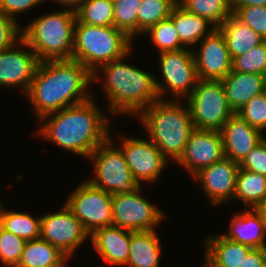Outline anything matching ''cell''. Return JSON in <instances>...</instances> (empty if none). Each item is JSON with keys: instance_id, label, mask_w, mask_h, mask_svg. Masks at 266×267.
Returning <instances> with one entry per match:
<instances>
[{"instance_id": "20", "label": "cell", "mask_w": 266, "mask_h": 267, "mask_svg": "<svg viewBox=\"0 0 266 267\" xmlns=\"http://www.w3.org/2000/svg\"><path fill=\"white\" fill-rule=\"evenodd\" d=\"M223 83L228 106L236 113L253 96L266 91L265 76L230 71Z\"/></svg>"}, {"instance_id": "27", "label": "cell", "mask_w": 266, "mask_h": 267, "mask_svg": "<svg viewBox=\"0 0 266 267\" xmlns=\"http://www.w3.org/2000/svg\"><path fill=\"white\" fill-rule=\"evenodd\" d=\"M234 199L242 201L244 206L255 209L266 202V176L239 168L236 177Z\"/></svg>"}, {"instance_id": "28", "label": "cell", "mask_w": 266, "mask_h": 267, "mask_svg": "<svg viewBox=\"0 0 266 267\" xmlns=\"http://www.w3.org/2000/svg\"><path fill=\"white\" fill-rule=\"evenodd\" d=\"M0 202V226L24 239L25 241L40 238L41 218H34L30 213L7 211ZM6 210V211H5Z\"/></svg>"}, {"instance_id": "13", "label": "cell", "mask_w": 266, "mask_h": 267, "mask_svg": "<svg viewBox=\"0 0 266 267\" xmlns=\"http://www.w3.org/2000/svg\"><path fill=\"white\" fill-rule=\"evenodd\" d=\"M119 145L125 160L139 186L142 182H153L159 178L168 160L148 138H123Z\"/></svg>"}, {"instance_id": "25", "label": "cell", "mask_w": 266, "mask_h": 267, "mask_svg": "<svg viewBox=\"0 0 266 267\" xmlns=\"http://www.w3.org/2000/svg\"><path fill=\"white\" fill-rule=\"evenodd\" d=\"M180 42L188 48L197 45L204 37L209 35L214 29H207L208 25H213L206 18L187 12L183 7L177 4L170 15ZM208 30V31H207Z\"/></svg>"}, {"instance_id": "33", "label": "cell", "mask_w": 266, "mask_h": 267, "mask_svg": "<svg viewBox=\"0 0 266 267\" xmlns=\"http://www.w3.org/2000/svg\"><path fill=\"white\" fill-rule=\"evenodd\" d=\"M149 33L153 44L159 48L158 53L178 51L186 48L179 39L173 21L168 18L150 27L145 34Z\"/></svg>"}, {"instance_id": "18", "label": "cell", "mask_w": 266, "mask_h": 267, "mask_svg": "<svg viewBox=\"0 0 266 267\" xmlns=\"http://www.w3.org/2000/svg\"><path fill=\"white\" fill-rule=\"evenodd\" d=\"M224 156L240 164L246 155L265 137L234 113L220 130Z\"/></svg>"}, {"instance_id": "8", "label": "cell", "mask_w": 266, "mask_h": 267, "mask_svg": "<svg viewBox=\"0 0 266 267\" xmlns=\"http://www.w3.org/2000/svg\"><path fill=\"white\" fill-rule=\"evenodd\" d=\"M109 137L88 157L94 162V177L88 180L93 186L110 194L132 193L139 185L125 160L121 149L113 147Z\"/></svg>"}, {"instance_id": "19", "label": "cell", "mask_w": 266, "mask_h": 267, "mask_svg": "<svg viewBox=\"0 0 266 267\" xmlns=\"http://www.w3.org/2000/svg\"><path fill=\"white\" fill-rule=\"evenodd\" d=\"M90 238L96 252L105 262L115 266L127 264L131 231L110 225L95 230Z\"/></svg>"}, {"instance_id": "26", "label": "cell", "mask_w": 266, "mask_h": 267, "mask_svg": "<svg viewBox=\"0 0 266 267\" xmlns=\"http://www.w3.org/2000/svg\"><path fill=\"white\" fill-rule=\"evenodd\" d=\"M68 257L41 238L26 241L17 267H65Z\"/></svg>"}, {"instance_id": "40", "label": "cell", "mask_w": 266, "mask_h": 267, "mask_svg": "<svg viewBox=\"0 0 266 267\" xmlns=\"http://www.w3.org/2000/svg\"><path fill=\"white\" fill-rule=\"evenodd\" d=\"M45 0H0V11L15 19V15L30 10Z\"/></svg>"}, {"instance_id": "24", "label": "cell", "mask_w": 266, "mask_h": 267, "mask_svg": "<svg viewBox=\"0 0 266 267\" xmlns=\"http://www.w3.org/2000/svg\"><path fill=\"white\" fill-rule=\"evenodd\" d=\"M218 29L222 32L231 59L243 55L265 39L233 14Z\"/></svg>"}, {"instance_id": "21", "label": "cell", "mask_w": 266, "mask_h": 267, "mask_svg": "<svg viewBox=\"0 0 266 267\" xmlns=\"http://www.w3.org/2000/svg\"><path fill=\"white\" fill-rule=\"evenodd\" d=\"M205 261L202 267H239L245 257L254 249L234 242L222 235L210 236L204 243Z\"/></svg>"}, {"instance_id": "12", "label": "cell", "mask_w": 266, "mask_h": 267, "mask_svg": "<svg viewBox=\"0 0 266 267\" xmlns=\"http://www.w3.org/2000/svg\"><path fill=\"white\" fill-rule=\"evenodd\" d=\"M40 238L58 248L68 258L90 234L82 223L64 204L60 211L41 217Z\"/></svg>"}, {"instance_id": "44", "label": "cell", "mask_w": 266, "mask_h": 267, "mask_svg": "<svg viewBox=\"0 0 266 267\" xmlns=\"http://www.w3.org/2000/svg\"><path fill=\"white\" fill-rule=\"evenodd\" d=\"M255 209L258 211V213L261 216L262 223H263V226H264V232H265V235H266V202L261 204V205H259Z\"/></svg>"}, {"instance_id": "38", "label": "cell", "mask_w": 266, "mask_h": 267, "mask_svg": "<svg viewBox=\"0 0 266 267\" xmlns=\"http://www.w3.org/2000/svg\"><path fill=\"white\" fill-rule=\"evenodd\" d=\"M21 39L17 21L0 11V52L12 48Z\"/></svg>"}, {"instance_id": "11", "label": "cell", "mask_w": 266, "mask_h": 267, "mask_svg": "<svg viewBox=\"0 0 266 267\" xmlns=\"http://www.w3.org/2000/svg\"><path fill=\"white\" fill-rule=\"evenodd\" d=\"M141 186L132 193L112 194V225L129 231H149L163 220L164 212L140 195Z\"/></svg>"}, {"instance_id": "5", "label": "cell", "mask_w": 266, "mask_h": 267, "mask_svg": "<svg viewBox=\"0 0 266 267\" xmlns=\"http://www.w3.org/2000/svg\"><path fill=\"white\" fill-rule=\"evenodd\" d=\"M76 12L70 9L44 14L22 28V40L40 62L72 59Z\"/></svg>"}, {"instance_id": "30", "label": "cell", "mask_w": 266, "mask_h": 267, "mask_svg": "<svg viewBox=\"0 0 266 267\" xmlns=\"http://www.w3.org/2000/svg\"><path fill=\"white\" fill-rule=\"evenodd\" d=\"M178 0H142L137 13V34L144 33L158 22L170 18Z\"/></svg>"}, {"instance_id": "17", "label": "cell", "mask_w": 266, "mask_h": 267, "mask_svg": "<svg viewBox=\"0 0 266 267\" xmlns=\"http://www.w3.org/2000/svg\"><path fill=\"white\" fill-rule=\"evenodd\" d=\"M239 164L227 157L201 169L193 177L200 181L204 193L214 205L233 200Z\"/></svg>"}, {"instance_id": "22", "label": "cell", "mask_w": 266, "mask_h": 267, "mask_svg": "<svg viewBox=\"0 0 266 267\" xmlns=\"http://www.w3.org/2000/svg\"><path fill=\"white\" fill-rule=\"evenodd\" d=\"M230 231L222 236L252 248H266V235L260 214L256 209L245 210L233 216Z\"/></svg>"}, {"instance_id": "16", "label": "cell", "mask_w": 266, "mask_h": 267, "mask_svg": "<svg viewBox=\"0 0 266 267\" xmlns=\"http://www.w3.org/2000/svg\"><path fill=\"white\" fill-rule=\"evenodd\" d=\"M18 46L20 49L16 50ZM23 47L27 48L24 50ZM39 63L38 56L21 39L12 48L0 52V86L12 87L19 85L18 87H21L26 95L31 87Z\"/></svg>"}, {"instance_id": "3", "label": "cell", "mask_w": 266, "mask_h": 267, "mask_svg": "<svg viewBox=\"0 0 266 267\" xmlns=\"http://www.w3.org/2000/svg\"><path fill=\"white\" fill-rule=\"evenodd\" d=\"M130 54L132 50L126 56L98 67L106 75L103 89L110 102L109 110L116 115H139L144 108L160 99L155 77L123 62Z\"/></svg>"}, {"instance_id": "43", "label": "cell", "mask_w": 266, "mask_h": 267, "mask_svg": "<svg viewBox=\"0 0 266 267\" xmlns=\"http://www.w3.org/2000/svg\"><path fill=\"white\" fill-rule=\"evenodd\" d=\"M67 7L70 10L76 11L85 0H53ZM72 8V9H71Z\"/></svg>"}, {"instance_id": "15", "label": "cell", "mask_w": 266, "mask_h": 267, "mask_svg": "<svg viewBox=\"0 0 266 267\" xmlns=\"http://www.w3.org/2000/svg\"><path fill=\"white\" fill-rule=\"evenodd\" d=\"M193 56L200 80H222L232 70V59L222 32L215 28L200 43ZM196 51V52H195Z\"/></svg>"}, {"instance_id": "35", "label": "cell", "mask_w": 266, "mask_h": 267, "mask_svg": "<svg viewBox=\"0 0 266 267\" xmlns=\"http://www.w3.org/2000/svg\"><path fill=\"white\" fill-rule=\"evenodd\" d=\"M26 241L0 226V262L6 267H17Z\"/></svg>"}, {"instance_id": "23", "label": "cell", "mask_w": 266, "mask_h": 267, "mask_svg": "<svg viewBox=\"0 0 266 267\" xmlns=\"http://www.w3.org/2000/svg\"><path fill=\"white\" fill-rule=\"evenodd\" d=\"M156 229L131 231V242L127 266L159 267L161 244Z\"/></svg>"}, {"instance_id": "6", "label": "cell", "mask_w": 266, "mask_h": 267, "mask_svg": "<svg viewBox=\"0 0 266 267\" xmlns=\"http://www.w3.org/2000/svg\"><path fill=\"white\" fill-rule=\"evenodd\" d=\"M131 41L114 26H92L76 19L72 59L84 65L94 80L99 76V66L120 59L131 51Z\"/></svg>"}, {"instance_id": "4", "label": "cell", "mask_w": 266, "mask_h": 267, "mask_svg": "<svg viewBox=\"0 0 266 267\" xmlns=\"http://www.w3.org/2000/svg\"><path fill=\"white\" fill-rule=\"evenodd\" d=\"M180 103L175 99H159L139 115L148 138L167 160L175 162L183 154L188 138L195 129L189 106L184 107Z\"/></svg>"}, {"instance_id": "41", "label": "cell", "mask_w": 266, "mask_h": 267, "mask_svg": "<svg viewBox=\"0 0 266 267\" xmlns=\"http://www.w3.org/2000/svg\"><path fill=\"white\" fill-rule=\"evenodd\" d=\"M239 267H266V248H254Z\"/></svg>"}, {"instance_id": "1", "label": "cell", "mask_w": 266, "mask_h": 267, "mask_svg": "<svg viewBox=\"0 0 266 267\" xmlns=\"http://www.w3.org/2000/svg\"><path fill=\"white\" fill-rule=\"evenodd\" d=\"M91 81L92 73L76 60L42 61L26 95L40 120L47 114L90 99L92 93L87 87Z\"/></svg>"}, {"instance_id": "2", "label": "cell", "mask_w": 266, "mask_h": 267, "mask_svg": "<svg viewBox=\"0 0 266 267\" xmlns=\"http://www.w3.org/2000/svg\"><path fill=\"white\" fill-rule=\"evenodd\" d=\"M93 99L92 96L87 101L45 115L40 119L44 123L39 134L67 151L89 157L111 137L108 119Z\"/></svg>"}, {"instance_id": "32", "label": "cell", "mask_w": 266, "mask_h": 267, "mask_svg": "<svg viewBox=\"0 0 266 267\" xmlns=\"http://www.w3.org/2000/svg\"><path fill=\"white\" fill-rule=\"evenodd\" d=\"M142 0H113L114 27L132 39L137 33V13Z\"/></svg>"}, {"instance_id": "14", "label": "cell", "mask_w": 266, "mask_h": 267, "mask_svg": "<svg viewBox=\"0 0 266 267\" xmlns=\"http://www.w3.org/2000/svg\"><path fill=\"white\" fill-rule=\"evenodd\" d=\"M223 157L225 156L221 132L195 128L176 163L194 176L201 169L216 163Z\"/></svg>"}, {"instance_id": "42", "label": "cell", "mask_w": 266, "mask_h": 267, "mask_svg": "<svg viewBox=\"0 0 266 267\" xmlns=\"http://www.w3.org/2000/svg\"><path fill=\"white\" fill-rule=\"evenodd\" d=\"M266 6V0H231V7Z\"/></svg>"}, {"instance_id": "34", "label": "cell", "mask_w": 266, "mask_h": 267, "mask_svg": "<svg viewBox=\"0 0 266 267\" xmlns=\"http://www.w3.org/2000/svg\"><path fill=\"white\" fill-rule=\"evenodd\" d=\"M232 71L253 73L265 76L266 73V40L254 46L243 55L232 59Z\"/></svg>"}, {"instance_id": "31", "label": "cell", "mask_w": 266, "mask_h": 267, "mask_svg": "<svg viewBox=\"0 0 266 267\" xmlns=\"http://www.w3.org/2000/svg\"><path fill=\"white\" fill-rule=\"evenodd\" d=\"M75 12L82 24L114 26L113 0H85Z\"/></svg>"}, {"instance_id": "29", "label": "cell", "mask_w": 266, "mask_h": 267, "mask_svg": "<svg viewBox=\"0 0 266 267\" xmlns=\"http://www.w3.org/2000/svg\"><path fill=\"white\" fill-rule=\"evenodd\" d=\"M187 12L206 18L215 28L232 14L231 0H178Z\"/></svg>"}, {"instance_id": "39", "label": "cell", "mask_w": 266, "mask_h": 267, "mask_svg": "<svg viewBox=\"0 0 266 267\" xmlns=\"http://www.w3.org/2000/svg\"><path fill=\"white\" fill-rule=\"evenodd\" d=\"M239 167L266 176V137L246 155Z\"/></svg>"}, {"instance_id": "7", "label": "cell", "mask_w": 266, "mask_h": 267, "mask_svg": "<svg viewBox=\"0 0 266 267\" xmlns=\"http://www.w3.org/2000/svg\"><path fill=\"white\" fill-rule=\"evenodd\" d=\"M196 129L220 131L234 114L228 106L221 80H198L192 93L185 98Z\"/></svg>"}, {"instance_id": "9", "label": "cell", "mask_w": 266, "mask_h": 267, "mask_svg": "<svg viewBox=\"0 0 266 267\" xmlns=\"http://www.w3.org/2000/svg\"><path fill=\"white\" fill-rule=\"evenodd\" d=\"M65 204L90 235L99 228L112 225V194L93 186L88 180L77 186Z\"/></svg>"}, {"instance_id": "10", "label": "cell", "mask_w": 266, "mask_h": 267, "mask_svg": "<svg viewBox=\"0 0 266 267\" xmlns=\"http://www.w3.org/2000/svg\"><path fill=\"white\" fill-rule=\"evenodd\" d=\"M159 55L163 82L166 84L159 83L155 78L159 98H164L165 92L168 91L174 94L175 100L187 98L199 80L193 51L184 48L178 51L162 52Z\"/></svg>"}, {"instance_id": "36", "label": "cell", "mask_w": 266, "mask_h": 267, "mask_svg": "<svg viewBox=\"0 0 266 267\" xmlns=\"http://www.w3.org/2000/svg\"><path fill=\"white\" fill-rule=\"evenodd\" d=\"M236 113L250 126L266 131V91L253 96Z\"/></svg>"}, {"instance_id": "37", "label": "cell", "mask_w": 266, "mask_h": 267, "mask_svg": "<svg viewBox=\"0 0 266 267\" xmlns=\"http://www.w3.org/2000/svg\"><path fill=\"white\" fill-rule=\"evenodd\" d=\"M233 15L266 40V6L231 7Z\"/></svg>"}]
</instances>
